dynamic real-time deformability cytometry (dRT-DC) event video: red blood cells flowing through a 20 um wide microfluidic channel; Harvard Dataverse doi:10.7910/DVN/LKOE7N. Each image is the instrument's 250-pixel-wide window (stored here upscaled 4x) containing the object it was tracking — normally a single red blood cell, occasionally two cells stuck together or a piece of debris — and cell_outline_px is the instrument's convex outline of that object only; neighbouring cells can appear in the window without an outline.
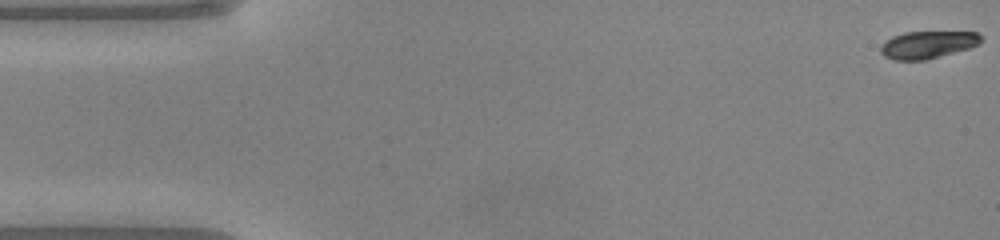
{"species": "common noctule bat (a hibernating species)", "species_latin": "Nyctalus noctula", "temperature_condition": "warm", "stored_images_in_passage": 50, "camera_frame_rate_fps": 3000, "um_per_image_px": 0.085, "animal": {"sex": "male", "body_mass_g": 20.0, "forearm_length_mm": 53.3}, "frame": {"image": 1, "passage_image": 1, "time_ms": 0.0, "image_size_px": [1000, 240], "cell_outline_px": [[984, 40], [980, 44], [968, 48], [924, 60], [892, 60], [884, 56], [880, 52], [880, 44], [892, 36], [904, 32], [976, 32], [984, 36]], "centroid_in_image_um": [78.85, 3.79], "position_along_channel_um": 6.2, "area_um2": 16.13}}
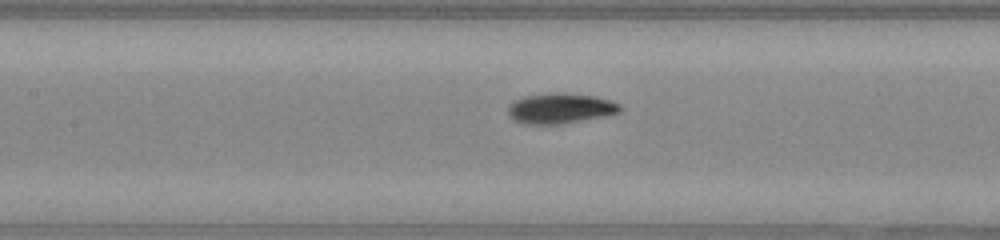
{"frame": {"image": 2, "passage_image": 22, "time_ms": 7.0, "image_size_px": [1000, 240], "cell_outline_px": [[620, 112], [604, 116], [564, 124], [528, 124], [516, 120], [508, 112], [508, 108], [512, 100], [524, 96], [556, 92], [564, 92], [596, 96], [620, 104]], "centroid_in_image_um": [47.63, 9.2], "position_along_channel_um": 159.8, "area_um2": 19.77}}
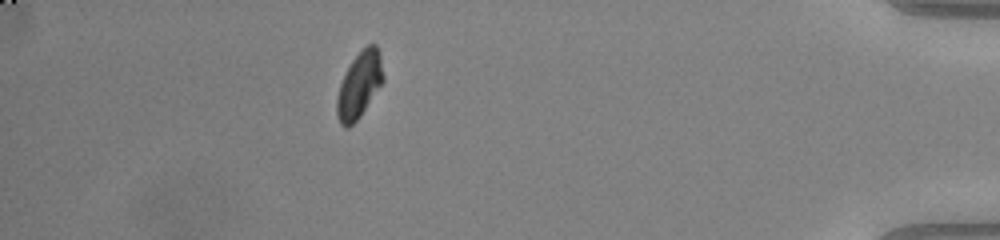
{"frame": {"image": 3, "passage_image": 44, "time_ms": 14.333, "image_size_px": [1000, 240], "cell_outline_px": [[384, 80], [360, 116], [348, 128], [344, 128], [340, 124], [336, 116], [336, 96], [340, 84], [352, 60], [368, 44], [376, 44], [380, 56], [384, 76]], "centroid_in_image_um": [30.52, 7.26], "position_along_channel_um": 404.7, "area_um2": 17.63}, "authors_computed_cell_mechanics": {"area_um2": 18.207, "velocity_mm_per_s": 4.0892, "shape_relaxation_time_tau1_ms": 2.6389, "shape_relaxation_time_tau2_ms": 1.4113, "deformation_change_tau1": 0.1426, "deformation_change_tau2": 0.0447}}